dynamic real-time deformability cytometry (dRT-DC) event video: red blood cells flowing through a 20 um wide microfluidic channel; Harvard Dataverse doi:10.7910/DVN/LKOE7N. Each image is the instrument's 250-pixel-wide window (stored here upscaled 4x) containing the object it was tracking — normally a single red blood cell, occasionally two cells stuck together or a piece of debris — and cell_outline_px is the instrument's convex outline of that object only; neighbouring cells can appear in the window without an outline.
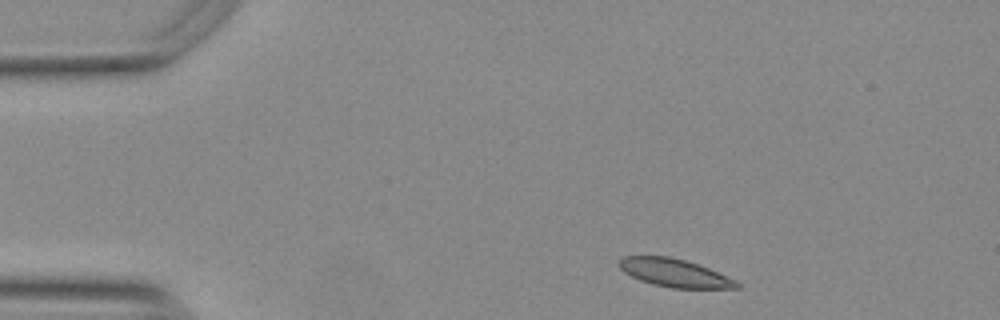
{"species": "Egyptian fruit bat (a non-hibernating species)", "species_latin": "Rousettus aegyptiacus", "temperature_condition": "warm", "stored_images_in_passage": 47, "camera_frame_rate_fps": 3000, "um_per_image_px": 0.085, "animal": {"sex": "female"}, "frame": {"image": 1, "passage_image": 1, "time_ms": 0.0, "image_size_px": [1000, 320], "cell_outline_px": [[740, 288], [672, 288], [652, 284], [640, 280], [624, 272], [616, 264], [624, 256], [668, 256], [684, 260], [708, 268], [736, 280], [740, 284]], "centroid_in_image_um": [57.32, 23.2], "position_along_channel_um": 27.7, "area_um2": 19.07}}
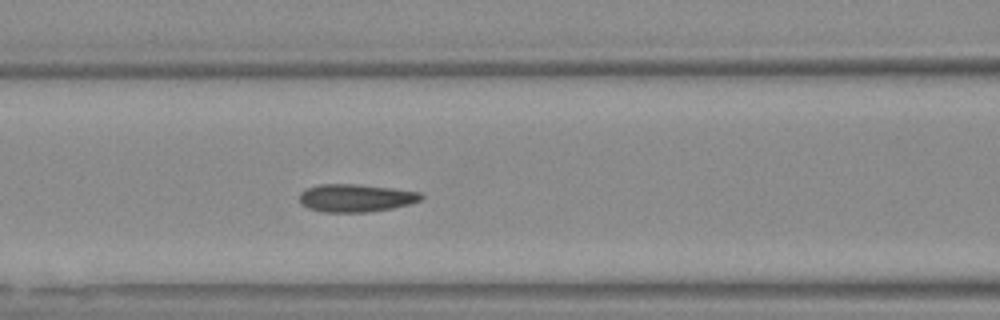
{"frame": {"image": 2, "passage_image": 15, "time_ms": 4.667, "image_size_px": [1000, 320], "cell_outline_px": [[424, 196], [420, 200], [408, 204], [392, 208], [368, 212], [324, 212], [308, 208], [300, 204], [300, 192], [304, 188], [320, 184], [356, 184], [392, 188], [420, 192]], "centroid_in_image_um": [30.2, 16.82], "position_along_channel_um": 136.4, "area_um2": 19.77}}
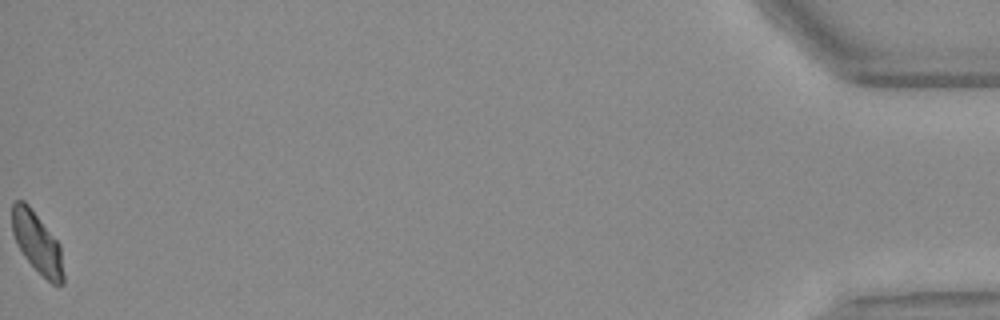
{"frame": {"image": 3, "passage_image": 47, "time_ms": 15.333, "image_size_px": [1000, 320], "cell_outline_px": [[64, 284], [52, 284], [24, 256], [12, 232], [12, 204], [16, 200], [24, 200], [28, 204], [60, 244], [64, 276]], "centroid_in_image_um": [3.17, 20.61], "position_along_channel_um": 432.0, "area_um2": 17.86}, "authors_computed_cell_mechanics": {"area_um2": 19.2474, "velocity_mm_per_s": 3.7325, "shape_relaxation_time_tau1_ms": 6.1162, "shape_relaxation_time_tau2_ms": 1.2468, "deformation_change_tau1": 0.158, "deformation_change_tau2": 0.0645}}